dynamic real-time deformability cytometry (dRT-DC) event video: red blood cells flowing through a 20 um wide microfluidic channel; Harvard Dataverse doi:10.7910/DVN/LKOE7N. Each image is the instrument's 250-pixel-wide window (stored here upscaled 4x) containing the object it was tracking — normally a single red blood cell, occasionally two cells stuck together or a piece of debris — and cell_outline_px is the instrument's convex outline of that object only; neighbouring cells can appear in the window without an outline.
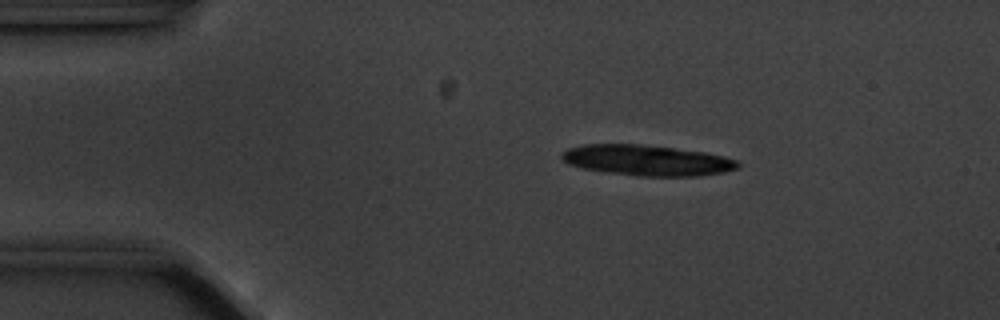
{"species": "common noctule bat (a hibernating species)", "species_latin": "Nyctalus noctula", "temperature_condition": "cold", "stored_images_in_passage": 56, "segment_of_instrument_passage": [1, 2], "camera_frame_rate_fps": 3000, "um_per_image_px": 0.085, "animal": {"sex": "male", "body_mass_g": 20.1, "forearm_length_mm": 53.5}, "frame": {"image": 1, "passage_image": 9, "time_ms": 2.667, "image_size_px": [1000, 320], "cell_outline_px": [[740, 168], [724, 172], [700, 176], [640, 176], [608, 172], [584, 168], [568, 164], [560, 156], [560, 152], [568, 148], [584, 144], [640, 144], [704, 152], [724, 156], [736, 160], [740, 164]], "centroid_in_image_um": [55.0, 13.62], "position_along_channel_um": 30.0, "area_um2": 31.39}}